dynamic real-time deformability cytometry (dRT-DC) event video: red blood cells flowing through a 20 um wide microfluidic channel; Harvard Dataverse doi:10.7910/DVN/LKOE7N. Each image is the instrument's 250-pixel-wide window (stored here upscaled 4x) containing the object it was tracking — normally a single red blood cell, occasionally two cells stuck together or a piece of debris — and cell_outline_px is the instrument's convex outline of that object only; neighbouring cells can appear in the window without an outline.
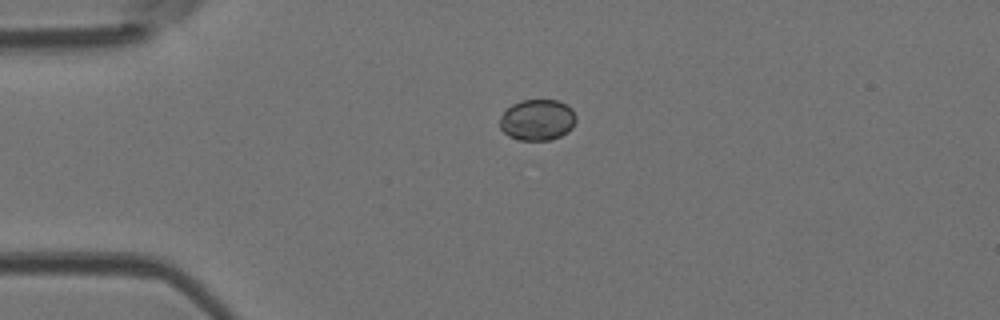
{"species": "Egyptian fruit bat (a non-hibernating species)", "species_latin": "Rousettus aegyptiacus", "temperature_condition": "room temperature", "stored_images_in_passage": 2, "camera_frame_rate_fps": 3000, "um_per_image_px": 0.085, "animal": {"sex": "female"}, "frame": {"image": 1, "passage_image": 1, "time_ms": 0.0, "image_size_px": [1000, 320], "cell_outline_px": [[576, 120], [572, 128], [568, 132], [552, 140], [520, 140], [508, 136], [500, 128], [500, 116], [512, 104], [520, 100], [556, 100], [572, 108], [576, 116]], "centroid_in_image_um": [45.68, 10.2], "position_along_channel_um": 39.3, "area_um2": 18.32}}